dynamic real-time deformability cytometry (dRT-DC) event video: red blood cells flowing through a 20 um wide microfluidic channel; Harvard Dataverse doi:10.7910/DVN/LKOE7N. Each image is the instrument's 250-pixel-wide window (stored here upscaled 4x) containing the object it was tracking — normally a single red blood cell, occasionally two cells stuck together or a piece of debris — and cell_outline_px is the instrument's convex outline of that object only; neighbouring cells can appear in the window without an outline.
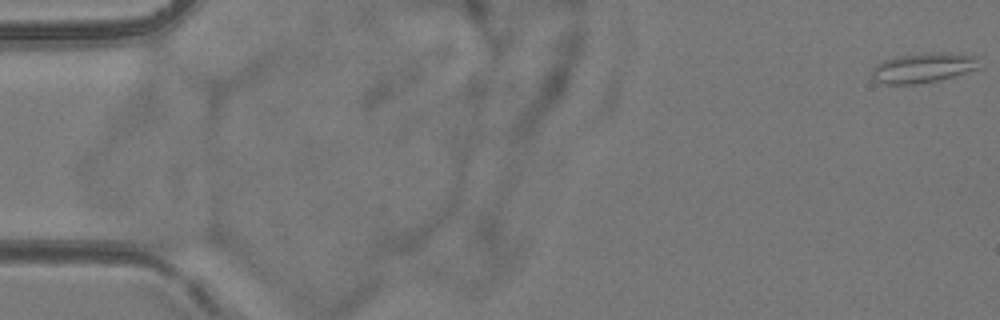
{"species": "common noctule bat (a hibernating species)", "species_latin": "Nyctalus noctula", "temperature_condition": "room temperature", "stored_images_in_passage": 55, "camera_frame_rate_fps": 3000, "um_per_image_px": 0.085, "animal": {"sex": "female", "body_mass_g": 24.6, "forearm_length_mm": 56.2}, "frame": {"image": 1, "passage_image": 1, "time_ms": 0.0, "image_size_px": [1000, 320], "cell_outline_px": [[980, 68], [940, 80], [916, 84], [884, 84], [872, 80], [872, 68], [880, 60], [896, 56], [928, 52], [944, 52], [980, 56]], "centroid_in_image_um": [78.47, 5.75], "position_along_channel_um": 6.5, "area_um2": 19.19}}
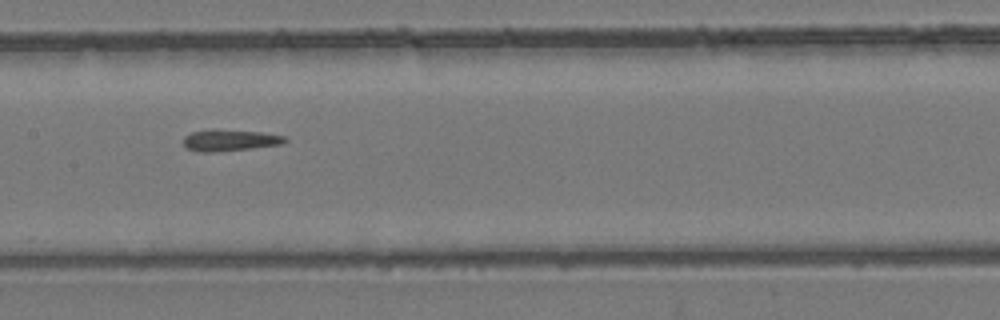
{"frame": {"image": 2, "passage_image": 28, "time_ms": 9.0, "image_size_px": [1000, 320], "cell_outline_px": [[288, 140], [280, 144], [252, 148], [212, 152], [200, 152], [188, 148], [184, 144], [184, 136], [192, 132], [212, 128], [216, 128], [260, 132], [284, 136]], "centroid_in_image_um": [19.5, 11.9], "position_along_channel_um": 187.9, "area_um2": 12.72}}
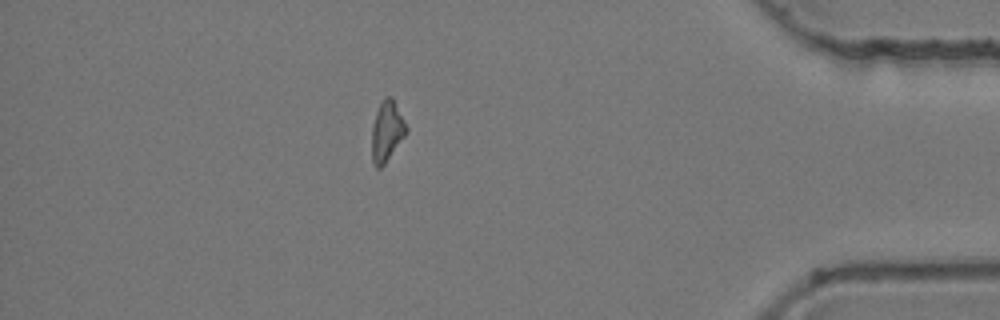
{"frame": {"image": 3, "passage_image": 48, "time_ms": 15.667, "image_size_px": [1000, 320], "cell_outline_px": [[408, 132], [384, 164], [380, 168], [376, 168], [372, 160], [372, 124], [376, 112], [384, 96], [392, 96], [408, 128]], "centroid_in_image_um": [32.89, 11.14], "position_along_channel_um": 402.3, "area_um2": 12.14}}